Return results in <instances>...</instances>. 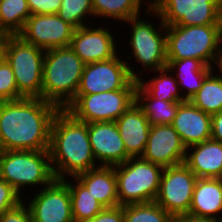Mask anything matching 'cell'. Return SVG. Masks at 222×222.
Listing matches in <instances>:
<instances>
[{
  "label": "cell",
  "mask_w": 222,
  "mask_h": 222,
  "mask_svg": "<svg viewBox=\"0 0 222 222\" xmlns=\"http://www.w3.org/2000/svg\"><path fill=\"white\" fill-rule=\"evenodd\" d=\"M59 108L41 98L0 101V151L49 150L50 129Z\"/></svg>",
  "instance_id": "6da1fadb"
},
{
  "label": "cell",
  "mask_w": 222,
  "mask_h": 222,
  "mask_svg": "<svg viewBox=\"0 0 222 222\" xmlns=\"http://www.w3.org/2000/svg\"><path fill=\"white\" fill-rule=\"evenodd\" d=\"M49 154L56 179H68L99 167L88 135V123L65 109L55 114L50 129Z\"/></svg>",
  "instance_id": "7a4b0ae2"
},
{
  "label": "cell",
  "mask_w": 222,
  "mask_h": 222,
  "mask_svg": "<svg viewBox=\"0 0 222 222\" xmlns=\"http://www.w3.org/2000/svg\"><path fill=\"white\" fill-rule=\"evenodd\" d=\"M84 66L70 47L46 50L40 98L65 109L77 93Z\"/></svg>",
  "instance_id": "3957f363"
},
{
  "label": "cell",
  "mask_w": 222,
  "mask_h": 222,
  "mask_svg": "<svg viewBox=\"0 0 222 222\" xmlns=\"http://www.w3.org/2000/svg\"><path fill=\"white\" fill-rule=\"evenodd\" d=\"M221 43L222 25L166 26L167 60L194 58L215 69Z\"/></svg>",
  "instance_id": "277c9868"
},
{
  "label": "cell",
  "mask_w": 222,
  "mask_h": 222,
  "mask_svg": "<svg viewBox=\"0 0 222 222\" xmlns=\"http://www.w3.org/2000/svg\"><path fill=\"white\" fill-rule=\"evenodd\" d=\"M45 51L19 35L1 37V56L12 67L18 92L23 97H41Z\"/></svg>",
  "instance_id": "5b68a950"
},
{
  "label": "cell",
  "mask_w": 222,
  "mask_h": 222,
  "mask_svg": "<svg viewBox=\"0 0 222 222\" xmlns=\"http://www.w3.org/2000/svg\"><path fill=\"white\" fill-rule=\"evenodd\" d=\"M0 179L7 181L19 194L26 186H48L56 179L49 150L0 151Z\"/></svg>",
  "instance_id": "8992f818"
},
{
  "label": "cell",
  "mask_w": 222,
  "mask_h": 222,
  "mask_svg": "<svg viewBox=\"0 0 222 222\" xmlns=\"http://www.w3.org/2000/svg\"><path fill=\"white\" fill-rule=\"evenodd\" d=\"M114 169L120 206L155 201L163 167L142 157H131Z\"/></svg>",
  "instance_id": "52a82bcc"
},
{
  "label": "cell",
  "mask_w": 222,
  "mask_h": 222,
  "mask_svg": "<svg viewBox=\"0 0 222 222\" xmlns=\"http://www.w3.org/2000/svg\"><path fill=\"white\" fill-rule=\"evenodd\" d=\"M144 11L166 26L222 25L220 0H154Z\"/></svg>",
  "instance_id": "ba28073f"
},
{
  "label": "cell",
  "mask_w": 222,
  "mask_h": 222,
  "mask_svg": "<svg viewBox=\"0 0 222 222\" xmlns=\"http://www.w3.org/2000/svg\"><path fill=\"white\" fill-rule=\"evenodd\" d=\"M119 53L112 59L85 64L76 95H89L123 88H137L138 73ZM140 73V74H139Z\"/></svg>",
  "instance_id": "9c48e42d"
},
{
  "label": "cell",
  "mask_w": 222,
  "mask_h": 222,
  "mask_svg": "<svg viewBox=\"0 0 222 222\" xmlns=\"http://www.w3.org/2000/svg\"><path fill=\"white\" fill-rule=\"evenodd\" d=\"M136 102V88H123L89 95H75L65 108L75 119L85 122H115Z\"/></svg>",
  "instance_id": "30bf717a"
},
{
  "label": "cell",
  "mask_w": 222,
  "mask_h": 222,
  "mask_svg": "<svg viewBox=\"0 0 222 222\" xmlns=\"http://www.w3.org/2000/svg\"><path fill=\"white\" fill-rule=\"evenodd\" d=\"M141 15L130 18L125 21L131 25L129 32V46L135 61L140 63L143 72L159 70L167 66L166 58V25L160 20L159 29H156L151 21L143 20ZM159 31V32H158ZM163 32V33H162Z\"/></svg>",
  "instance_id": "8fae6325"
},
{
  "label": "cell",
  "mask_w": 222,
  "mask_h": 222,
  "mask_svg": "<svg viewBox=\"0 0 222 222\" xmlns=\"http://www.w3.org/2000/svg\"><path fill=\"white\" fill-rule=\"evenodd\" d=\"M197 179L184 163L164 168L155 202L173 217L189 213Z\"/></svg>",
  "instance_id": "7c38bea8"
},
{
  "label": "cell",
  "mask_w": 222,
  "mask_h": 222,
  "mask_svg": "<svg viewBox=\"0 0 222 222\" xmlns=\"http://www.w3.org/2000/svg\"><path fill=\"white\" fill-rule=\"evenodd\" d=\"M26 203L33 222H74L69 187L63 179H55Z\"/></svg>",
  "instance_id": "4fadbf2b"
},
{
  "label": "cell",
  "mask_w": 222,
  "mask_h": 222,
  "mask_svg": "<svg viewBox=\"0 0 222 222\" xmlns=\"http://www.w3.org/2000/svg\"><path fill=\"white\" fill-rule=\"evenodd\" d=\"M75 28L65 22L58 14L31 15L18 34L27 43L43 49L44 51L70 47Z\"/></svg>",
  "instance_id": "5bb4252c"
},
{
  "label": "cell",
  "mask_w": 222,
  "mask_h": 222,
  "mask_svg": "<svg viewBox=\"0 0 222 222\" xmlns=\"http://www.w3.org/2000/svg\"><path fill=\"white\" fill-rule=\"evenodd\" d=\"M109 30L103 25L95 27L90 24L76 28L70 48L85 64L112 59L119 48L114 41L116 37Z\"/></svg>",
  "instance_id": "9a60e30c"
},
{
  "label": "cell",
  "mask_w": 222,
  "mask_h": 222,
  "mask_svg": "<svg viewBox=\"0 0 222 222\" xmlns=\"http://www.w3.org/2000/svg\"><path fill=\"white\" fill-rule=\"evenodd\" d=\"M187 147L172 125H151L148 142L141 156L163 168L183 164Z\"/></svg>",
  "instance_id": "2e32d148"
},
{
  "label": "cell",
  "mask_w": 222,
  "mask_h": 222,
  "mask_svg": "<svg viewBox=\"0 0 222 222\" xmlns=\"http://www.w3.org/2000/svg\"><path fill=\"white\" fill-rule=\"evenodd\" d=\"M91 148L99 166L114 167L131 158L125 148L116 122L103 121L88 123Z\"/></svg>",
  "instance_id": "e0dca14e"
},
{
  "label": "cell",
  "mask_w": 222,
  "mask_h": 222,
  "mask_svg": "<svg viewBox=\"0 0 222 222\" xmlns=\"http://www.w3.org/2000/svg\"><path fill=\"white\" fill-rule=\"evenodd\" d=\"M211 119V115L186 100L180 103L171 125L189 147L211 139Z\"/></svg>",
  "instance_id": "ac0fdd59"
},
{
  "label": "cell",
  "mask_w": 222,
  "mask_h": 222,
  "mask_svg": "<svg viewBox=\"0 0 222 222\" xmlns=\"http://www.w3.org/2000/svg\"><path fill=\"white\" fill-rule=\"evenodd\" d=\"M115 122L127 154L130 157H141L151 128L142 108L136 102L133 103Z\"/></svg>",
  "instance_id": "d6986e66"
},
{
  "label": "cell",
  "mask_w": 222,
  "mask_h": 222,
  "mask_svg": "<svg viewBox=\"0 0 222 222\" xmlns=\"http://www.w3.org/2000/svg\"><path fill=\"white\" fill-rule=\"evenodd\" d=\"M184 164L198 178H219L222 174V144L209 139L187 147ZM190 152V153H189Z\"/></svg>",
  "instance_id": "ffe728a7"
},
{
  "label": "cell",
  "mask_w": 222,
  "mask_h": 222,
  "mask_svg": "<svg viewBox=\"0 0 222 222\" xmlns=\"http://www.w3.org/2000/svg\"><path fill=\"white\" fill-rule=\"evenodd\" d=\"M221 213L222 182L219 178H198L194 186L189 214L222 222Z\"/></svg>",
  "instance_id": "44dd1931"
},
{
  "label": "cell",
  "mask_w": 222,
  "mask_h": 222,
  "mask_svg": "<svg viewBox=\"0 0 222 222\" xmlns=\"http://www.w3.org/2000/svg\"><path fill=\"white\" fill-rule=\"evenodd\" d=\"M75 177L104 208L119 206L114 167L99 166Z\"/></svg>",
  "instance_id": "7402d4cb"
},
{
  "label": "cell",
  "mask_w": 222,
  "mask_h": 222,
  "mask_svg": "<svg viewBox=\"0 0 222 222\" xmlns=\"http://www.w3.org/2000/svg\"><path fill=\"white\" fill-rule=\"evenodd\" d=\"M167 67L176 74L174 77L185 100H190L199 91L205 77L214 69L194 58L167 60Z\"/></svg>",
  "instance_id": "603a6c76"
},
{
  "label": "cell",
  "mask_w": 222,
  "mask_h": 222,
  "mask_svg": "<svg viewBox=\"0 0 222 222\" xmlns=\"http://www.w3.org/2000/svg\"><path fill=\"white\" fill-rule=\"evenodd\" d=\"M136 103L142 108L150 125H171L181 102L157 100L138 83Z\"/></svg>",
  "instance_id": "cb8c5ba5"
},
{
  "label": "cell",
  "mask_w": 222,
  "mask_h": 222,
  "mask_svg": "<svg viewBox=\"0 0 222 222\" xmlns=\"http://www.w3.org/2000/svg\"><path fill=\"white\" fill-rule=\"evenodd\" d=\"M70 179H73V183L67 178L63 180L69 187L74 222H85L92 219L104 207L76 177H71Z\"/></svg>",
  "instance_id": "d4e9b609"
},
{
  "label": "cell",
  "mask_w": 222,
  "mask_h": 222,
  "mask_svg": "<svg viewBox=\"0 0 222 222\" xmlns=\"http://www.w3.org/2000/svg\"><path fill=\"white\" fill-rule=\"evenodd\" d=\"M158 74L153 78L149 77L150 80L140 77L138 83L153 97L157 100H164L169 102H184L186 101L180 93L179 84L177 83L173 72L166 66L159 70H155ZM173 74V75H172Z\"/></svg>",
  "instance_id": "484cf974"
},
{
  "label": "cell",
  "mask_w": 222,
  "mask_h": 222,
  "mask_svg": "<svg viewBox=\"0 0 222 222\" xmlns=\"http://www.w3.org/2000/svg\"><path fill=\"white\" fill-rule=\"evenodd\" d=\"M189 101L211 116L222 111V76L216 69L205 77L201 88Z\"/></svg>",
  "instance_id": "4316f807"
},
{
  "label": "cell",
  "mask_w": 222,
  "mask_h": 222,
  "mask_svg": "<svg viewBox=\"0 0 222 222\" xmlns=\"http://www.w3.org/2000/svg\"><path fill=\"white\" fill-rule=\"evenodd\" d=\"M30 16L27 0H1L0 34L18 35Z\"/></svg>",
  "instance_id": "83f0119b"
},
{
  "label": "cell",
  "mask_w": 222,
  "mask_h": 222,
  "mask_svg": "<svg viewBox=\"0 0 222 222\" xmlns=\"http://www.w3.org/2000/svg\"><path fill=\"white\" fill-rule=\"evenodd\" d=\"M143 0H92L94 17L111 18L119 22L141 15ZM141 11V12H140Z\"/></svg>",
  "instance_id": "f1b7e54d"
},
{
  "label": "cell",
  "mask_w": 222,
  "mask_h": 222,
  "mask_svg": "<svg viewBox=\"0 0 222 222\" xmlns=\"http://www.w3.org/2000/svg\"><path fill=\"white\" fill-rule=\"evenodd\" d=\"M173 218L155 201L124 205V222H172Z\"/></svg>",
  "instance_id": "f546056e"
},
{
  "label": "cell",
  "mask_w": 222,
  "mask_h": 222,
  "mask_svg": "<svg viewBox=\"0 0 222 222\" xmlns=\"http://www.w3.org/2000/svg\"><path fill=\"white\" fill-rule=\"evenodd\" d=\"M57 14L75 29L88 25L85 23L86 17L87 21L91 18L90 16L94 18L92 0H62V5Z\"/></svg>",
  "instance_id": "4dcf8cb0"
},
{
  "label": "cell",
  "mask_w": 222,
  "mask_h": 222,
  "mask_svg": "<svg viewBox=\"0 0 222 222\" xmlns=\"http://www.w3.org/2000/svg\"><path fill=\"white\" fill-rule=\"evenodd\" d=\"M23 98L18 92L12 67L0 57V101H12Z\"/></svg>",
  "instance_id": "1f68e13d"
},
{
  "label": "cell",
  "mask_w": 222,
  "mask_h": 222,
  "mask_svg": "<svg viewBox=\"0 0 222 222\" xmlns=\"http://www.w3.org/2000/svg\"><path fill=\"white\" fill-rule=\"evenodd\" d=\"M22 197L7 181L0 179V217L25 201Z\"/></svg>",
  "instance_id": "d6a6232c"
},
{
  "label": "cell",
  "mask_w": 222,
  "mask_h": 222,
  "mask_svg": "<svg viewBox=\"0 0 222 222\" xmlns=\"http://www.w3.org/2000/svg\"><path fill=\"white\" fill-rule=\"evenodd\" d=\"M31 15L57 14L62 5V0H27Z\"/></svg>",
  "instance_id": "836d02e7"
},
{
  "label": "cell",
  "mask_w": 222,
  "mask_h": 222,
  "mask_svg": "<svg viewBox=\"0 0 222 222\" xmlns=\"http://www.w3.org/2000/svg\"><path fill=\"white\" fill-rule=\"evenodd\" d=\"M25 202L8 210L0 217V222H33L29 208Z\"/></svg>",
  "instance_id": "e575fe53"
},
{
  "label": "cell",
  "mask_w": 222,
  "mask_h": 222,
  "mask_svg": "<svg viewBox=\"0 0 222 222\" xmlns=\"http://www.w3.org/2000/svg\"><path fill=\"white\" fill-rule=\"evenodd\" d=\"M85 222H124V206L103 208L95 217Z\"/></svg>",
  "instance_id": "d590c367"
},
{
  "label": "cell",
  "mask_w": 222,
  "mask_h": 222,
  "mask_svg": "<svg viewBox=\"0 0 222 222\" xmlns=\"http://www.w3.org/2000/svg\"><path fill=\"white\" fill-rule=\"evenodd\" d=\"M211 139L222 144V111L212 115Z\"/></svg>",
  "instance_id": "8d00e7d4"
},
{
  "label": "cell",
  "mask_w": 222,
  "mask_h": 222,
  "mask_svg": "<svg viewBox=\"0 0 222 222\" xmlns=\"http://www.w3.org/2000/svg\"><path fill=\"white\" fill-rule=\"evenodd\" d=\"M172 222H216V221L210 218L195 216L187 213L184 215L175 216Z\"/></svg>",
  "instance_id": "74e56055"
},
{
  "label": "cell",
  "mask_w": 222,
  "mask_h": 222,
  "mask_svg": "<svg viewBox=\"0 0 222 222\" xmlns=\"http://www.w3.org/2000/svg\"><path fill=\"white\" fill-rule=\"evenodd\" d=\"M222 45V43H221ZM217 68L216 69H219L217 70V72L219 71V74L222 76V47L220 46V50H219V56H218V59H217V63L215 65Z\"/></svg>",
  "instance_id": "f35d334b"
},
{
  "label": "cell",
  "mask_w": 222,
  "mask_h": 222,
  "mask_svg": "<svg viewBox=\"0 0 222 222\" xmlns=\"http://www.w3.org/2000/svg\"><path fill=\"white\" fill-rule=\"evenodd\" d=\"M0 57H1V40H0Z\"/></svg>",
  "instance_id": "ab89813d"
},
{
  "label": "cell",
  "mask_w": 222,
  "mask_h": 222,
  "mask_svg": "<svg viewBox=\"0 0 222 222\" xmlns=\"http://www.w3.org/2000/svg\"><path fill=\"white\" fill-rule=\"evenodd\" d=\"M153 1H154V0H149V1H147V2L151 4Z\"/></svg>",
  "instance_id": "60d3db41"
},
{
  "label": "cell",
  "mask_w": 222,
  "mask_h": 222,
  "mask_svg": "<svg viewBox=\"0 0 222 222\" xmlns=\"http://www.w3.org/2000/svg\"><path fill=\"white\" fill-rule=\"evenodd\" d=\"M219 180L222 182V174H221V176L219 177Z\"/></svg>",
  "instance_id": "b9f144b4"
}]
</instances>
